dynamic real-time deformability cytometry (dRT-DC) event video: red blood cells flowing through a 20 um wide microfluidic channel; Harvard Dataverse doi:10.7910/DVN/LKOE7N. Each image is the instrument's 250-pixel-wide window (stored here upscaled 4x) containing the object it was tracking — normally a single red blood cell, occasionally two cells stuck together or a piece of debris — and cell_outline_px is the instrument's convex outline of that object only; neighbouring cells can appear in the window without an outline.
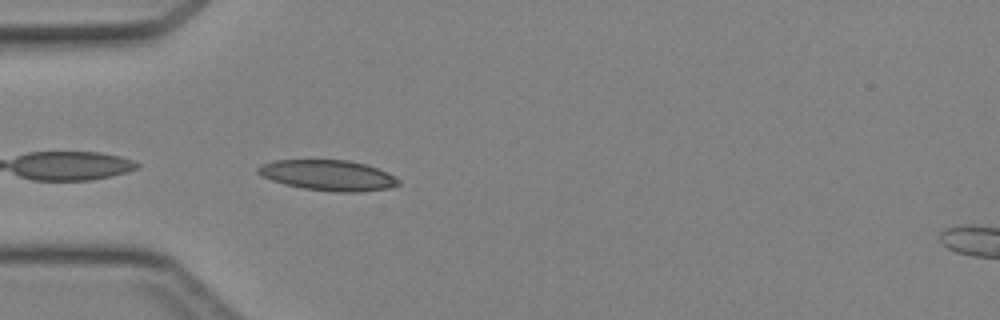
{"species": "Egyptian fruit bat (a non-hibernating species)", "species_latin": "Rousettus aegyptiacus", "temperature_condition": "cold", "stored_images_in_passage": 23, "camera_frame_rate_fps": 3000, "um_per_image_px": 0.085, "animal": {"sex": "female"}, "frame": {"image": 1, "passage_image": 1, "time_ms": 0.0, "image_size_px": [1000, 320], "cell_outline_px": [[400, 184], [388, 188], [360, 192], [336, 192], [304, 188], [284, 184], [260, 176], [256, 172], [256, 168], [260, 164], [276, 160], [348, 160], [368, 164], [388, 172], [400, 180]], "centroid_in_image_um": [27.89, 14.89], "position_along_channel_um": 57.1, "area_um2": 25.2}}
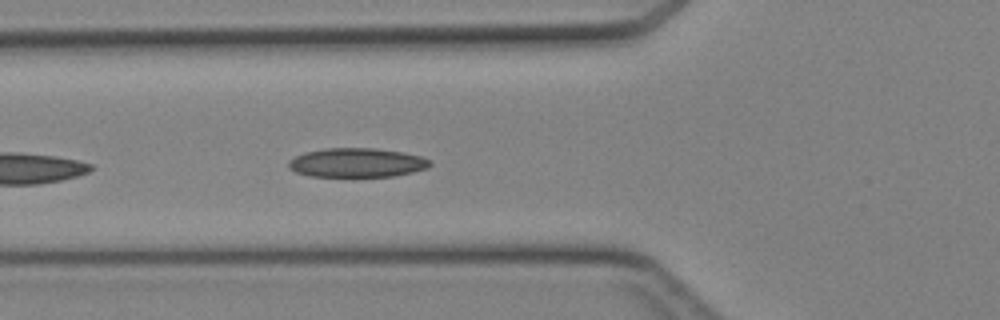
{"frame": {"image": 2, "passage_image": 4, "time_ms": 1.0, "image_size_px": [1000, 320], "cell_outline_px": [[432, 164], [428, 168], [396, 176], [312, 176], [296, 172], [288, 168], [288, 160], [296, 156], [308, 152], [324, 148], [376, 148], [404, 152], [420, 156], [428, 160]], "centroid_in_image_um": [30.35, 13.82], "position_along_channel_um": 95.5, "area_um2": 23.93}}
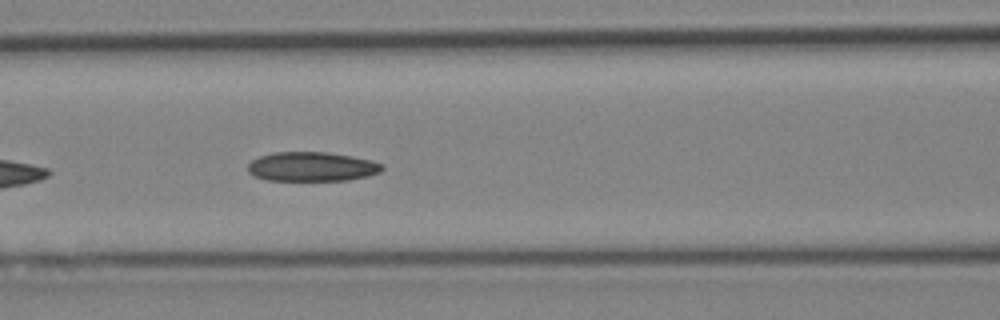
{"frame": {"image": 3, "passage_image": 7, "time_ms": 2.0, "image_size_px": [1000, 320], "cell_outline_px": [[384, 168], [380, 172], [368, 176], [348, 180], [268, 180], [256, 176], [248, 172], [248, 164], [252, 160], [260, 156], [272, 152], [324, 152], [352, 156], [372, 160], [384, 164]], "centroid_in_image_um": [26.54, 14.16], "position_along_channel_um": 140.1, "area_um2": 22.95}}